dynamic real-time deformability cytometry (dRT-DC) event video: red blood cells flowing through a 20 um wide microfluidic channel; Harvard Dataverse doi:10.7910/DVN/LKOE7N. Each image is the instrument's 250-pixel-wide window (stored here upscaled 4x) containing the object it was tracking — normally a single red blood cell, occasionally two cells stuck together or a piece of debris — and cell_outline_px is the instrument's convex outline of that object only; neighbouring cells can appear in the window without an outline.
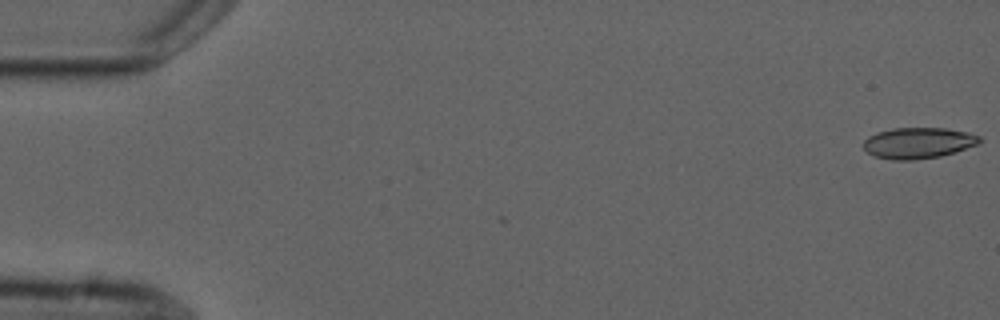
{"species": "common noctule bat (a hibernating species)", "species_latin": "Nyctalus noctula", "temperature_condition": "cold", "stored_images_in_passage": 3, "camera_frame_rate_fps": 3000, "um_per_image_px": 0.085, "animal": {"sex": "male", "forearm_length_mm": 52.5}, "frame": {"image": 1, "passage_image": 1, "time_ms": 0.0, "image_size_px": [1000, 320], "cell_outline_px": [[984, 140], [980, 144], [940, 156], [912, 160], [892, 160], [872, 156], [864, 148], [864, 140], [868, 136], [876, 132], [892, 128], [944, 128], [968, 132], [980, 136]], "centroid_in_image_um": [78.06, 12.15], "position_along_channel_um": 6.9, "area_um2": 21.15}}